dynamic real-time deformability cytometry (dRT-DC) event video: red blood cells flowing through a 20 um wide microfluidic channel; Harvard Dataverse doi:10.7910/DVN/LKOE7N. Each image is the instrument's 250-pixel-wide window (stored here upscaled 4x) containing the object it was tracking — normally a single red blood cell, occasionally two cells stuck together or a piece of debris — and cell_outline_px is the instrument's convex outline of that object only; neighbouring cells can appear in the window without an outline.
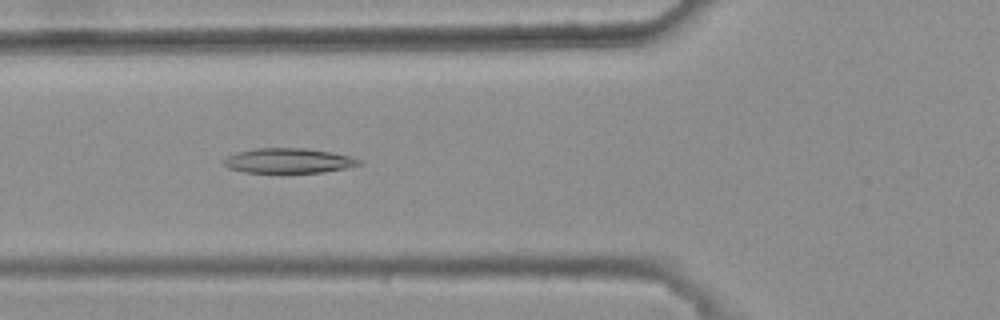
{"species": "common noctule bat (a hibernating species)", "species_latin": "Nyctalus noctula", "temperature_condition": "warm", "stored_images_in_passage": 47, "camera_frame_rate_fps": 3000, "um_per_image_px": 0.085, "animal": {"sex": "female", "body_mass_g": 25.1}, "frame": {"image": 1, "passage_image": 20, "time_ms": 6.333, "image_size_px": [1000, 320], "cell_outline_px": [[364, 164], [324, 172], [244, 172], [228, 168], [224, 164], [224, 160], [228, 156], [236, 152], [256, 148], [304, 148], [332, 152], [352, 156], [360, 160]], "centroid_in_image_um": [24.55, 13.65], "position_along_channel_um": 101.3, "area_um2": 19.54}}
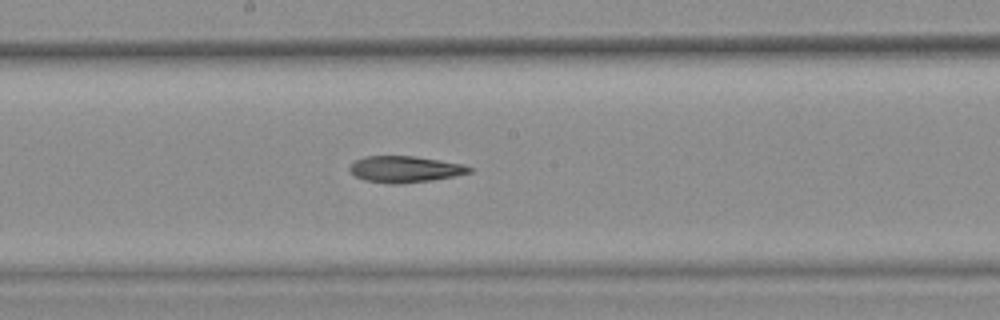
{"frame": {"image": 2, "passage_image": 29, "time_ms": 9.333, "image_size_px": [1000, 320], "cell_outline_px": [[472, 172], [432, 180], [400, 184], [388, 184], [364, 180], [356, 176], [348, 168], [356, 160], [364, 156], [416, 156], [464, 164], [472, 168]], "centroid_in_image_um": [34.42, 14.38], "position_along_channel_um": 213.8, "area_um2": 18.38}}
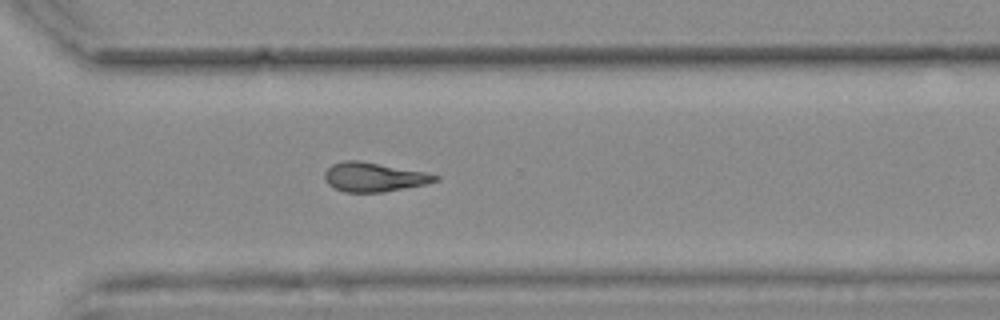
{"frame": {"image": 3, "passage_image": 39, "time_ms": 12.667, "image_size_px": [1000, 320], "cell_outline_px": [[440, 180], [424, 184], [384, 192], [344, 192], [328, 184], [324, 180], [324, 172], [332, 164], [344, 160], [360, 160], [428, 172], [440, 176]], "centroid_in_image_um": [31.79, 15.04], "position_along_channel_um": 338.8, "area_um2": 18.96}, "authors_computed_cell_mechanics": {"area_um2": 19.2474, "velocity_mm_per_s": 3.7508, "shape_relaxation_time_tau1_ms": null, "shape_relaxation_time_tau2_ms": 8.6595, "deformation_change_tau1": null, "deformation_change_tau2": 0.1996}}